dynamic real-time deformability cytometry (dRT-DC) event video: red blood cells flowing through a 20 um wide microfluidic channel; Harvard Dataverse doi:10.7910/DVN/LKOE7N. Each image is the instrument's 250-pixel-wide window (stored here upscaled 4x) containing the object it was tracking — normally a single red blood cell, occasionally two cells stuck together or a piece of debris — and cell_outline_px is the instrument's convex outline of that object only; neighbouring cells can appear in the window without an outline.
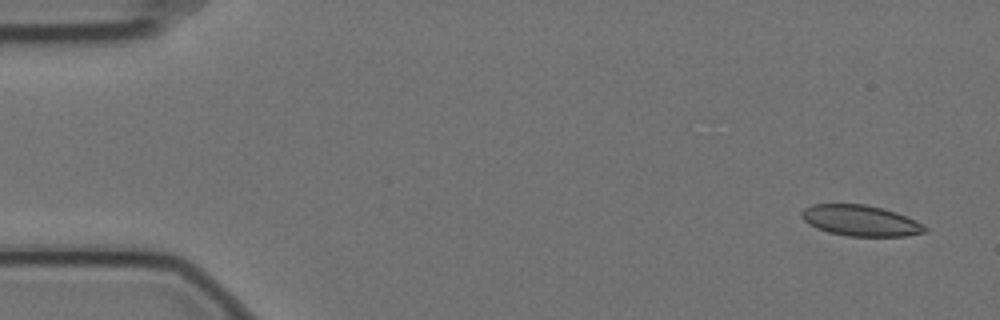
{"species": "Egyptian fruit bat (a non-hibernating species)", "species_latin": "Rousettus aegyptiacus", "temperature_condition": "cold", "stored_images_in_passage": 5, "camera_frame_rate_fps": 3000, "um_per_image_px": 0.085, "animal": {"sex": "female"}, "frame": {"image": 1, "passage_image": 1, "time_ms": 0.0, "image_size_px": [1000, 320], "cell_outline_px": [[928, 232], [904, 236], [848, 236], [828, 232], [816, 228], [808, 224], [800, 216], [800, 212], [804, 208], [812, 204], [864, 204], [884, 208], [896, 212], [916, 220], [928, 228]], "centroid_in_image_um": [73.14, 18.75], "position_along_channel_um": 11.9, "area_um2": 22.37}}
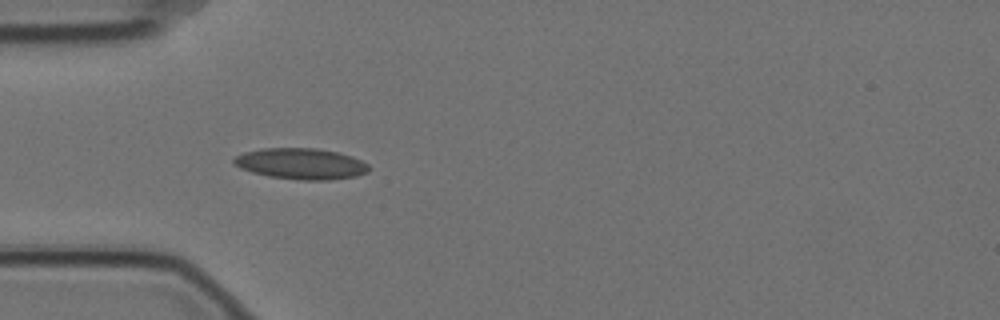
{"frame": {"image": 2, "passage_image": 5, "time_ms": 1.333, "image_size_px": [1000, 320], "cell_outline_px": [[372, 168], [368, 172], [356, 176], [328, 180], [300, 180], [268, 176], [252, 172], [240, 168], [232, 160], [236, 156], [244, 152], [260, 148], [316, 148], [340, 152], [352, 156], [368, 164]], "centroid_in_image_um": [25.62, 13.91], "position_along_channel_um": 59.4, "area_um2": 24.57}}